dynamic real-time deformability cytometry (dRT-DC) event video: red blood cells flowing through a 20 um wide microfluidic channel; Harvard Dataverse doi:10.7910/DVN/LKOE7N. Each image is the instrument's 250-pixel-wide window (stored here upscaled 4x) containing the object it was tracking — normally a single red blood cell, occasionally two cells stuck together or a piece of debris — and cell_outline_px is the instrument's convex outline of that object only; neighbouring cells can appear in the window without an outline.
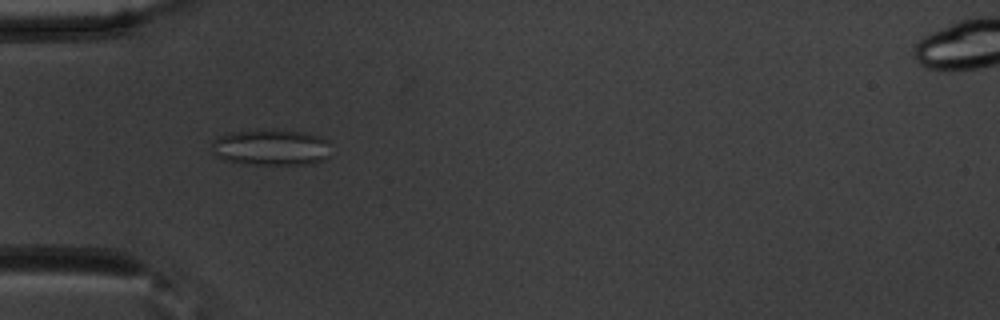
{"species": "common noctule bat (a hibernating species)", "species_latin": "Nyctalus noctula", "temperature_condition": "warm", "stored_images_in_passage": 43, "camera_frame_rate_fps": 3000, "um_per_image_px": 0.085, "animal": {"sex": "male", "body_mass_g": 20.1, "forearm_length_mm": 53.5}, "frame": {"image": 1, "passage_image": 6, "time_ms": 1.667, "image_size_px": [1000, 320], "cell_outline_px": [[328, 156], [324, 160], [312, 164], [248, 164], [224, 160], [216, 156], [212, 152], [212, 140], [220, 136], [232, 132], [256, 128], [268, 128], [308, 132], [320, 136], [328, 140]], "centroid_in_image_um": [23.03, 12.49], "position_along_channel_um": 62.0, "area_um2": 25.72}}
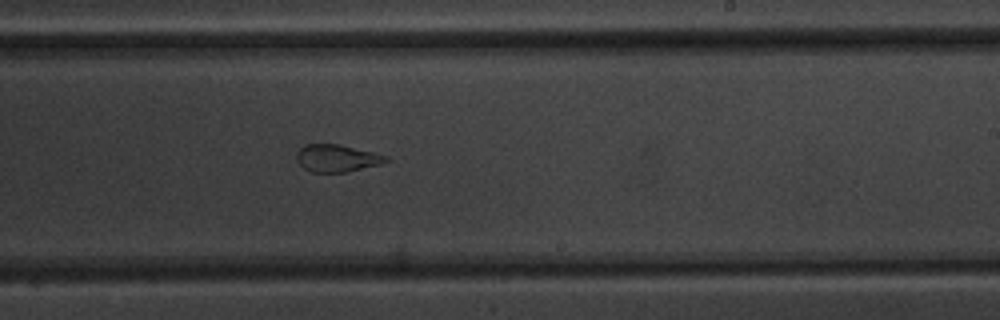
{"frame": {"image": 2, "passage_image": 22, "time_ms": 7.0, "image_size_px": [1000, 320], "cell_outline_px": [[392, 160], [380, 164], [344, 172], [312, 172], [304, 168], [296, 160], [296, 152], [304, 144], [340, 144], [388, 156]], "centroid_in_image_um": [28.62, 13.43], "position_along_channel_um": 260.4, "area_um2": 14.22}}
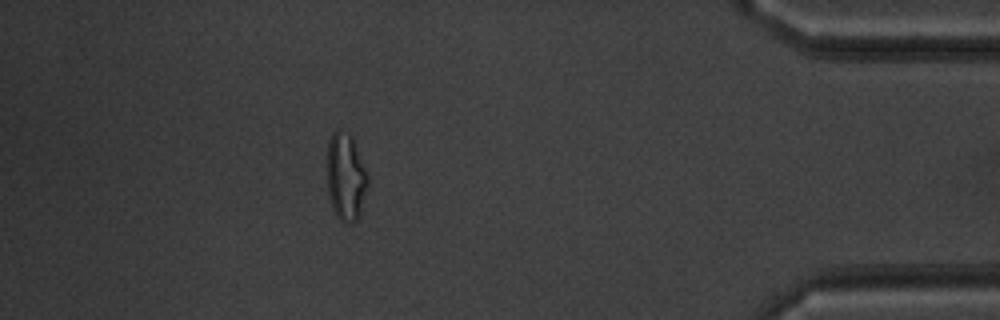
{"frame": {"image": 3, "passage_image": 37, "time_ms": 12.0, "image_size_px": [1000, 320], "cell_outline_px": [[368, 184], [360, 216], [356, 220], [348, 224], [344, 224], [336, 216], [332, 208], [328, 192], [328, 140], [332, 132], [336, 128], [340, 128], [348, 132], [352, 136], [368, 176]], "centroid_in_image_um": [29.39, 15.03], "position_along_channel_um": 405.8, "area_um2": 20.98}, "authors_computed_cell_mechanics": {"area_um2": 18.3226, "velocity_mm_per_s": 3.7621, "shape_relaxation_time_tau1_ms": null, "shape_relaxation_time_tau2_ms": 1.3502, "deformation_change_tau1": null, "deformation_change_tau2": 0.0917}}